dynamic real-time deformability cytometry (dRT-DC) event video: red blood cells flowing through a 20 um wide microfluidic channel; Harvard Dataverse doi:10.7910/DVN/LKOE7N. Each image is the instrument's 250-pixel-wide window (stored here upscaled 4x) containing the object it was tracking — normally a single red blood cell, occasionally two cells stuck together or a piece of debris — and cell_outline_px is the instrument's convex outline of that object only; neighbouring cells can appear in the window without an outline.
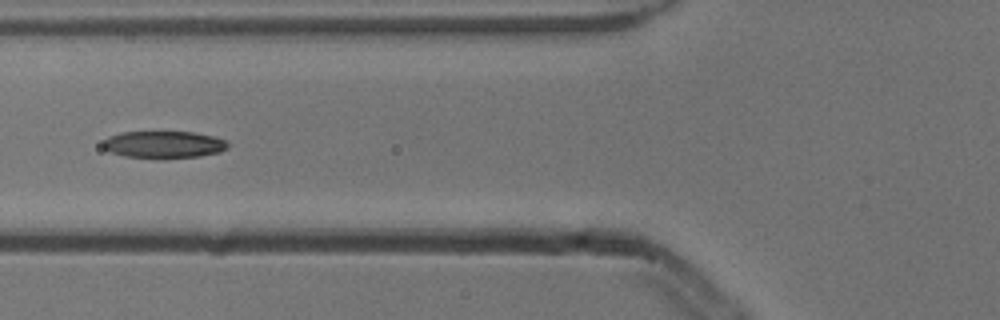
{"species": "common noctule bat (a hibernating species)", "species_latin": "Nyctalus noctula", "temperature_condition": "cold", "stored_images_in_passage": 5, "camera_frame_rate_fps": 3000, "um_per_image_px": 0.085, "animal": {"sex": "male", "body_mass_g": 13.3}, "frame": {"image": 1, "passage_image": 5, "time_ms": 1.333, "image_size_px": [1000, 320], "cell_outline_px": [[228, 148], [220, 152], [200, 156], [164, 160], [156, 160], [124, 156], [112, 152], [104, 148], [104, 140], [108, 136], [120, 132], [192, 132], [212, 136], [224, 140], [228, 144]], "centroid_in_image_um": [13.91, 12.32], "position_along_channel_um": 111.9, "area_um2": 20.11}}